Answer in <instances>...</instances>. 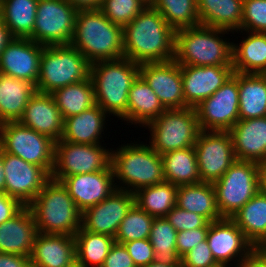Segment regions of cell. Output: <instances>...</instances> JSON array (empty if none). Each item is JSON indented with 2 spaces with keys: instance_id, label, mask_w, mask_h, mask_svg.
Masks as SVG:
<instances>
[{
  "instance_id": "1",
  "label": "cell",
  "mask_w": 266,
  "mask_h": 267,
  "mask_svg": "<svg viewBox=\"0 0 266 267\" xmlns=\"http://www.w3.org/2000/svg\"><path fill=\"white\" fill-rule=\"evenodd\" d=\"M175 43L176 31L153 7H145L123 27L124 58L138 64L174 60Z\"/></svg>"
},
{
  "instance_id": "2",
  "label": "cell",
  "mask_w": 266,
  "mask_h": 267,
  "mask_svg": "<svg viewBox=\"0 0 266 267\" xmlns=\"http://www.w3.org/2000/svg\"><path fill=\"white\" fill-rule=\"evenodd\" d=\"M92 64L123 58V27L99 9L78 10L70 43Z\"/></svg>"
},
{
  "instance_id": "3",
  "label": "cell",
  "mask_w": 266,
  "mask_h": 267,
  "mask_svg": "<svg viewBox=\"0 0 266 267\" xmlns=\"http://www.w3.org/2000/svg\"><path fill=\"white\" fill-rule=\"evenodd\" d=\"M140 64L127 58L91 64L95 101L106 113L127 121L128 95L139 76Z\"/></svg>"
},
{
  "instance_id": "4",
  "label": "cell",
  "mask_w": 266,
  "mask_h": 267,
  "mask_svg": "<svg viewBox=\"0 0 266 267\" xmlns=\"http://www.w3.org/2000/svg\"><path fill=\"white\" fill-rule=\"evenodd\" d=\"M28 208L37 232L74 236L81 228L82 213L60 181L50 178Z\"/></svg>"
},
{
  "instance_id": "5",
  "label": "cell",
  "mask_w": 266,
  "mask_h": 267,
  "mask_svg": "<svg viewBox=\"0 0 266 267\" xmlns=\"http://www.w3.org/2000/svg\"><path fill=\"white\" fill-rule=\"evenodd\" d=\"M228 30L199 25L176 30L175 61L181 66H232V45L222 36Z\"/></svg>"
},
{
  "instance_id": "6",
  "label": "cell",
  "mask_w": 266,
  "mask_h": 267,
  "mask_svg": "<svg viewBox=\"0 0 266 267\" xmlns=\"http://www.w3.org/2000/svg\"><path fill=\"white\" fill-rule=\"evenodd\" d=\"M132 144L123 145L116 151L111 150L114 178L128 186L116 188L135 193L140 188L164 182L161 155L147 144Z\"/></svg>"
},
{
  "instance_id": "7",
  "label": "cell",
  "mask_w": 266,
  "mask_h": 267,
  "mask_svg": "<svg viewBox=\"0 0 266 267\" xmlns=\"http://www.w3.org/2000/svg\"><path fill=\"white\" fill-rule=\"evenodd\" d=\"M90 68L91 63L71 44L44 46L36 89L51 94L64 86L87 80Z\"/></svg>"
},
{
  "instance_id": "8",
  "label": "cell",
  "mask_w": 266,
  "mask_h": 267,
  "mask_svg": "<svg viewBox=\"0 0 266 267\" xmlns=\"http://www.w3.org/2000/svg\"><path fill=\"white\" fill-rule=\"evenodd\" d=\"M146 126L150 130V146L159 155L173 150L194 147L199 128L196 109H166Z\"/></svg>"
},
{
  "instance_id": "9",
  "label": "cell",
  "mask_w": 266,
  "mask_h": 267,
  "mask_svg": "<svg viewBox=\"0 0 266 267\" xmlns=\"http://www.w3.org/2000/svg\"><path fill=\"white\" fill-rule=\"evenodd\" d=\"M222 218H231L260 191V164L235 160L213 183Z\"/></svg>"
},
{
  "instance_id": "10",
  "label": "cell",
  "mask_w": 266,
  "mask_h": 267,
  "mask_svg": "<svg viewBox=\"0 0 266 267\" xmlns=\"http://www.w3.org/2000/svg\"><path fill=\"white\" fill-rule=\"evenodd\" d=\"M55 141L49 136L22 125L19 121L0 125V148L26 162L42 167L51 175Z\"/></svg>"
},
{
  "instance_id": "11",
  "label": "cell",
  "mask_w": 266,
  "mask_h": 267,
  "mask_svg": "<svg viewBox=\"0 0 266 267\" xmlns=\"http://www.w3.org/2000/svg\"><path fill=\"white\" fill-rule=\"evenodd\" d=\"M111 165V152L99 144L55 141L51 179L62 181L67 176L106 170Z\"/></svg>"
},
{
  "instance_id": "12",
  "label": "cell",
  "mask_w": 266,
  "mask_h": 267,
  "mask_svg": "<svg viewBox=\"0 0 266 267\" xmlns=\"http://www.w3.org/2000/svg\"><path fill=\"white\" fill-rule=\"evenodd\" d=\"M77 12L66 0H38L35 26L29 38L43 46L70 44Z\"/></svg>"
},
{
  "instance_id": "13",
  "label": "cell",
  "mask_w": 266,
  "mask_h": 267,
  "mask_svg": "<svg viewBox=\"0 0 266 267\" xmlns=\"http://www.w3.org/2000/svg\"><path fill=\"white\" fill-rule=\"evenodd\" d=\"M195 109L201 131H229L239 121L238 72Z\"/></svg>"
},
{
  "instance_id": "14",
  "label": "cell",
  "mask_w": 266,
  "mask_h": 267,
  "mask_svg": "<svg viewBox=\"0 0 266 267\" xmlns=\"http://www.w3.org/2000/svg\"><path fill=\"white\" fill-rule=\"evenodd\" d=\"M194 148L201 182L214 183L236 160L228 131H200Z\"/></svg>"
},
{
  "instance_id": "15",
  "label": "cell",
  "mask_w": 266,
  "mask_h": 267,
  "mask_svg": "<svg viewBox=\"0 0 266 267\" xmlns=\"http://www.w3.org/2000/svg\"><path fill=\"white\" fill-rule=\"evenodd\" d=\"M5 174L4 192L28 206L43 189L50 175L38 165H33L18 156L3 151Z\"/></svg>"
},
{
  "instance_id": "16",
  "label": "cell",
  "mask_w": 266,
  "mask_h": 267,
  "mask_svg": "<svg viewBox=\"0 0 266 267\" xmlns=\"http://www.w3.org/2000/svg\"><path fill=\"white\" fill-rule=\"evenodd\" d=\"M134 204V193L116 189L102 202L82 213L81 227L91 233L115 238L119 225Z\"/></svg>"
},
{
  "instance_id": "17",
  "label": "cell",
  "mask_w": 266,
  "mask_h": 267,
  "mask_svg": "<svg viewBox=\"0 0 266 267\" xmlns=\"http://www.w3.org/2000/svg\"><path fill=\"white\" fill-rule=\"evenodd\" d=\"M139 75L154 91L165 109L185 108L181 65L175 60L142 63Z\"/></svg>"
},
{
  "instance_id": "18",
  "label": "cell",
  "mask_w": 266,
  "mask_h": 267,
  "mask_svg": "<svg viewBox=\"0 0 266 267\" xmlns=\"http://www.w3.org/2000/svg\"><path fill=\"white\" fill-rule=\"evenodd\" d=\"M207 242L215 261L220 266H228L227 264L237 257L238 264L255 249L230 218L210 222Z\"/></svg>"
},
{
  "instance_id": "19",
  "label": "cell",
  "mask_w": 266,
  "mask_h": 267,
  "mask_svg": "<svg viewBox=\"0 0 266 267\" xmlns=\"http://www.w3.org/2000/svg\"><path fill=\"white\" fill-rule=\"evenodd\" d=\"M43 48L30 38H13L0 55V73L36 85Z\"/></svg>"
},
{
  "instance_id": "20",
  "label": "cell",
  "mask_w": 266,
  "mask_h": 267,
  "mask_svg": "<svg viewBox=\"0 0 266 267\" xmlns=\"http://www.w3.org/2000/svg\"><path fill=\"white\" fill-rule=\"evenodd\" d=\"M232 66H181L185 107L196 108L233 75Z\"/></svg>"
},
{
  "instance_id": "21",
  "label": "cell",
  "mask_w": 266,
  "mask_h": 267,
  "mask_svg": "<svg viewBox=\"0 0 266 267\" xmlns=\"http://www.w3.org/2000/svg\"><path fill=\"white\" fill-rule=\"evenodd\" d=\"M112 165L106 170L65 177L61 183L68 190L81 213L106 199L115 185Z\"/></svg>"
},
{
  "instance_id": "22",
  "label": "cell",
  "mask_w": 266,
  "mask_h": 267,
  "mask_svg": "<svg viewBox=\"0 0 266 267\" xmlns=\"http://www.w3.org/2000/svg\"><path fill=\"white\" fill-rule=\"evenodd\" d=\"M19 122L52 140H61L64 119L51 94L36 92L27 103Z\"/></svg>"
},
{
  "instance_id": "23",
  "label": "cell",
  "mask_w": 266,
  "mask_h": 267,
  "mask_svg": "<svg viewBox=\"0 0 266 267\" xmlns=\"http://www.w3.org/2000/svg\"><path fill=\"white\" fill-rule=\"evenodd\" d=\"M30 267H68L76 261L75 237L68 234H36Z\"/></svg>"
},
{
  "instance_id": "24",
  "label": "cell",
  "mask_w": 266,
  "mask_h": 267,
  "mask_svg": "<svg viewBox=\"0 0 266 267\" xmlns=\"http://www.w3.org/2000/svg\"><path fill=\"white\" fill-rule=\"evenodd\" d=\"M228 132L236 160L266 162V117L239 120Z\"/></svg>"
},
{
  "instance_id": "25",
  "label": "cell",
  "mask_w": 266,
  "mask_h": 267,
  "mask_svg": "<svg viewBox=\"0 0 266 267\" xmlns=\"http://www.w3.org/2000/svg\"><path fill=\"white\" fill-rule=\"evenodd\" d=\"M34 217L28 206L0 225V252L30 258L37 234Z\"/></svg>"
},
{
  "instance_id": "26",
  "label": "cell",
  "mask_w": 266,
  "mask_h": 267,
  "mask_svg": "<svg viewBox=\"0 0 266 267\" xmlns=\"http://www.w3.org/2000/svg\"><path fill=\"white\" fill-rule=\"evenodd\" d=\"M36 92L33 82L0 73V123L19 121Z\"/></svg>"
},
{
  "instance_id": "27",
  "label": "cell",
  "mask_w": 266,
  "mask_h": 267,
  "mask_svg": "<svg viewBox=\"0 0 266 267\" xmlns=\"http://www.w3.org/2000/svg\"><path fill=\"white\" fill-rule=\"evenodd\" d=\"M106 115L108 114L96 104L80 114L65 118L61 140L79 144H100Z\"/></svg>"
},
{
  "instance_id": "28",
  "label": "cell",
  "mask_w": 266,
  "mask_h": 267,
  "mask_svg": "<svg viewBox=\"0 0 266 267\" xmlns=\"http://www.w3.org/2000/svg\"><path fill=\"white\" fill-rule=\"evenodd\" d=\"M176 206L203 216L208 222L222 219L213 183L199 182L177 188Z\"/></svg>"
},
{
  "instance_id": "29",
  "label": "cell",
  "mask_w": 266,
  "mask_h": 267,
  "mask_svg": "<svg viewBox=\"0 0 266 267\" xmlns=\"http://www.w3.org/2000/svg\"><path fill=\"white\" fill-rule=\"evenodd\" d=\"M201 25L240 31L243 0H196Z\"/></svg>"
},
{
  "instance_id": "30",
  "label": "cell",
  "mask_w": 266,
  "mask_h": 267,
  "mask_svg": "<svg viewBox=\"0 0 266 267\" xmlns=\"http://www.w3.org/2000/svg\"><path fill=\"white\" fill-rule=\"evenodd\" d=\"M255 248H266V194L259 191L230 218Z\"/></svg>"
},
{
  "instance_id": "31",
  "label": "cell",
  "mask_w": 266,
  "mask_h": 267,
  "mask_svg": "<svg viewBox=\"0 0 266 267\" xmlns=\"http://www.w3.org/2000/svg\"><path fill=\"white\" fill-rule=\"evenodd\" d=\"M240 45H232V67L243 74H266V33L247 32Z\"/></svg>"
},
{
  "instance_id": "32",
  "label": "cell",
  "mask_w": 266,
  "mask_h": 267,
  "mask_svg": "<svg viewBox=\"0 0 266 267\" xmlns=\"http://www.w3.org/2000/svg\"><path fill=\"white\" fill-rule=\"evenodd\" d=\"M165 110L157 95L139 75L129 90L127 121L146 127Z\"/></svg>"
},
{
  "instance_id": "33",
  "label": "cell",
  "mask_w": 266,
  "mask_h": 267,
  "mask_svg": "<svg viewBox=\"0 0 266 267\" xmlns=\"http://www.w3.org/2000/svg\"><path fill=\"white\" fill-rule=\"evenodd\" d=\"M239 120L266 117V74L238 73Z\"/></svg>"
},
{
  "instance_id": "34",
  "label": "cell",
  "mask_w": 266,
  "mask_h": 267,
  "mask_svg": "<svg viewBox=\"0 0 266 267\" xmlns=\"http://www.w3.org/2000/svg\"><path fill=\"white\" fill-rule=\"evenodd\" d=\"M161 157L165 181L177 186L201 182L194 147L166 152Z\"/></svg>"
},
{
  "instance_id": "35",
  "label": "cell",
  "mask_w": 266,
  "mask_h": 267,
  "mask_svg": "<svg viewBox=\"0 0 266 267\" xmlns=\"http://www.w3.org/2000/svg\"><path fill=\"white\" fill-rule=\"evenodd\" d=\"M1 19L14 38L33 34L38 0H0Z\"/></svg>"
},
{
  "instance_id": "36",
  "label": "cell",
  "mask_w": 266,
  "mask_h": 267,
  "mask_svg": "<svg viewBox=\"0 0 266 267\" xmlns=\"http://www.w3.org/2000/svg\"><path fill=\"white\" fill-rule=\"evenodd\" d=\"M63 119L80 114L96 105L94 86L91 78L64 86L51 93Z\"/></svg>"
},
{
  "instance_id": "37",
  "label": "cell",
  "mask_w": 266,
  "mask_h": 267,
  "mask_svg": "<svg viewBox=\"0 0 266 267\" xmlns=\"http://www.w3.org/2000/svg\"><path fill=\"white\" fill-rule=\"evenodd\" d=\"M177 188L167 181L140 188L134 193L135 204L154 218L165 217L176 206Z\"/></svg>"
},
{
  "instance_id": "38",
  "label": "cell",
  "mask_w": 266,
  "mask_h": 267,
  "mask_svg": "<svg viewBox=\"0 0 266 267\" xmlns=\"http://www.w3.org/2000/svg\"><path fill=\"white\" fill-rule=\"evenodd\" d=\"M76 241V261L82 267L102 266L115 238L91 233L82 227L74 235Z\"/></svg>"
},
{
  "instance_id": "39",
  "label": "cell",
  "mask_w": 266,
  "mask_h": 267,
  "mask_svg": "<svg viewBox=\"0 0 266 267\" xmlns=\"http://www.w3.org/2000/svg\"><path fill=\"white\" fill-rule=\"evenodd\" d=\"M177 231L165 217L154 218L149 241L154 249V261L181 266L176 248Z\"/></svg>"
},
{
  "instance_id": "40",
  "label": "cell",
  "mask_w": 266,
  "mask_h": 267,
  "mask_svg": "<svg viewBox=\"0 0 266 267\" xmlns=\"http://www.w3.org/2000/svg\"><path fill=\"white\" fill-rule=\"evenodd\" d=\"M153 8L175 31L201 25L196 0H156Z\"/></svg>"
},
{
  "instance_id": "41",
  "label": "cell",
  "mask_w": 266,
  "mask_h": 267,
  "mask_svg": "<svg viewBox=\"0 0 266 267\" xmlns=\"http://www.w3.org/2000/svg\"><path fill=\"white\" fill-rule=\"evenodd\" d=\"M153 221V216L134 204L119 225L115 235V242L123 244L149 238Z\"/></svg>"
},
{
  "instance_id": "42",
  "label": "cell",
  "mask_w": 266,
  "mask_h": 267,
  "mask_svg": "<svg viewBox=\"0 0 266 267\" xmlns=\"http://www.w3.org/2000/svg\"><path fill=\"white\" fill-rule=\"evenodd\" d=\"M144 8V4L139 0H103L99 10L112 23L124 27Z\"/></svg>"
},
{
  "instance_id": "43",
  "label": "cell",
  "mask_w": 266,
  "mask_h": 267,
  "mask_svg": "<svg viewBox=\"0 0 266 267\" xmlns=\"http://www.w3.org/2000/svg\"><path fill=\"white\" fill-rule=\"evenodd\" d=\"M240 30L266 33V0H243Z\"/></svg>"
},
{
  "instance_id": "44",
  "label": "cell",
  "mask_w": 266,
  "mask_h": 267,
  "mask_svg": "<svg viewBox=\"0 0 266 267\" xmlns=\"http://www.w3.org/2000/svg\"><path fill=\"white\" fill-rule=\"evenodd\" d=\"M177 232L203 227L208 221L201 215L173 207L165 216Z\"/></svg>"
},
{
  "instance_id": "45",
  "label": "cell",
  "mask_w": 266,
  "mask_h": 267,
  "mask_svg": "<svg viewBox=\"0 0 266 267\" xmlns=\"http://www.w3.org/2000/svg\"><path fill=\"white\" fill-rule=\"evenodd\" d=\"M209 248L207 239L199 242L181 258V267H219Z\"/></svg>"
},
{
  "instance_id": "46",
  "label": "cell",
  "mask_w": 266,
  "mask_h": 267,
  "mask_svg": "<svg viewBox=\"0 0 266 267\" xmlns=\"http://www.w3.org/2000/svg\"><path fill=\"white\" fill-rule=\"evenodd\" d=\"M209 226L210 222H207L203 227L177 232L176 248L180 258L193 249L194 246H197L199 242L207 239Z\"/></svg>"
},
{
  "instance_id": "47",
  "label": "cell",
  "mask_w": 266,
  "mask_h": 267,
  "mask_svg": "<svg viewBox=\"0 0 266 267\" xmlns=\"http://www.w3.org/2000/svg\"><path fill=\"white\" fill-rule=\"evenodd\" d=\"M136 267H144L154 261V249L147 239L134 240L123 243Z\"/></svg>"
},
{
  "instance_id": "48",
  "label": "cell",
  "mask_w": 266,
  "mask_h": 267,
  "mask_svg": "<svg viewBox=\"0 0 266 267\" xmlns=\"http://www.w3.org/2000/svg\"><path fill=\"white\" fill-rule=\"evenodd\" d=\"M103 267H136L123 244L114 243L105 258Z\"/></svg>"
},
{
  "instance_id": "49",
  "label": "cell",
  "mask_w": 266,
  "mask_h": 267,
  "mask_svg": "<svg viewBox=\"0 0 266 267\" xmlns=\"http://www.w3.org/2000/svg\"><path fill=\"white\" fill-rule=\"evenodd\" d=\"M23 207L17 199L0 192V225L15 216Z\"/></svg>"
},
{
  "instance_id": "50",
  "label": "cell",
  "mask_w": 266,
  "mask_h": 267,
  "mask_svg": "<svg viewBox=\"0 0 266 267\" xmlns=\"http://www.w3.org/2000/svg\"><path fill=\"white\" fill-rule=\"evenodd\" d=\"M235 267H266V248H255Z\"/></svg>"
},
{
  "instance_id": "51",
  "label": "cell",
  "mask_w": 266,
  "mask_h": 267,
  "mask_svg": "<svg viewBox=\"0 0 266 267\" xmlns=\"http://www.w3.org/2000/svg\"><path fill=\"white\" fill-rule=\"evenodd\" d=\"M0 267H30L27 256L0 252Z\"/></svg>"
},
{
  "instance_id": "52",
  "label": "cell",
  "mask_w": 266,
  "mask_h": 267,
  "mask_svg": "<svg viewBox=\"0 0 266 267\" xmlns=\"http://www.w3.org/2000/svg\"><path fill=\"white\" fill-rule=\"evenodd\" d=\"M77 10L99 9L103 0H66Z\"/></svg>"
},
{
  "instance_id": "53",
  "label": "cell",
  "mask_w": 266,
  "mask_h": 267,
  "mask_svg": "<svg viewBox=\"0 0 266 267\" xmlns=\"http://www.w3.org/2000/svg\"><path fill=\"white\" fill-rule=\"evenodd\" d=\"M14 37L11 35L10 31L3 23L2 19H0V55L2 51L5 49L6 45L13 39Z\"/></svg>"
},
{
  "instance_id": "54",
  "label": "cell",
  "mask_w": 266,
  "mask_h": 267,
  "mask_svg": "<svg viewBox=\"0 0 266 267\" xmlns=\"http://www.w3.org/2000/svg\"><path fill=\"white\" fill-rule=\"evenodd\" d=\"M260 191L266 194V162L260 164Z\"/></svg>"
},
{
  "instance_id": "55",
  "label": "cell",
  "mask_w": 266,
  "mask_h": 267,
  "mask_svg": "<svg viewBox=\"0 0 266 267\" xmlns=\"http://www.w3.org/2000/svg\"><path fill=\"white\" fill-rule=\"evenodd\" d=\"M5 188V174L3 167V150L0 148V192H4Z\"/></svg>"
},
{
  "instance_id": "56",
  "label": "cell",
  "mask_w": 266,
  "mask_h": 267,
  "mask_svg": "<svg viewBox=\"0 0 266 267\" xmlns=\"http://www.w3.org/2000/svg\"><path fill=\"white\" fill-rule=\"evenodd\" d=\"M144 267H181V266H171V265H168L165 263L152 261L150 264H148L147 266H144Z\"/></svg>"
},
{
  "instance_id": "57",
  "label": "cell",
  "mask_w": 266,
  "mask_h": 267,
  "mask_svg": "<svg viewBox=\"0 0 266 267\" xmlns=\"http://www.w3.org/2000/svg\"><path fill=\"white\" fill-rule=\"evenodd\" d=\"M145 7H153L156 0H139Z\"/></svg>"
},
{
  "instance_id": "58",
  "label": "cell",
  "mask_w": 266,
  "mask_h": 267,
  "mask_svg": "<svg viewBox=\"0 0 266 267\" xmlns=\"http://www.w3.org/2000/svg\"><path fill=\"white\" fill-rule=\"evenodd\" d=\"M68 267H82L77 261H75L74 263H72L70 266Z\"/></svg>"
}]
</instances>
